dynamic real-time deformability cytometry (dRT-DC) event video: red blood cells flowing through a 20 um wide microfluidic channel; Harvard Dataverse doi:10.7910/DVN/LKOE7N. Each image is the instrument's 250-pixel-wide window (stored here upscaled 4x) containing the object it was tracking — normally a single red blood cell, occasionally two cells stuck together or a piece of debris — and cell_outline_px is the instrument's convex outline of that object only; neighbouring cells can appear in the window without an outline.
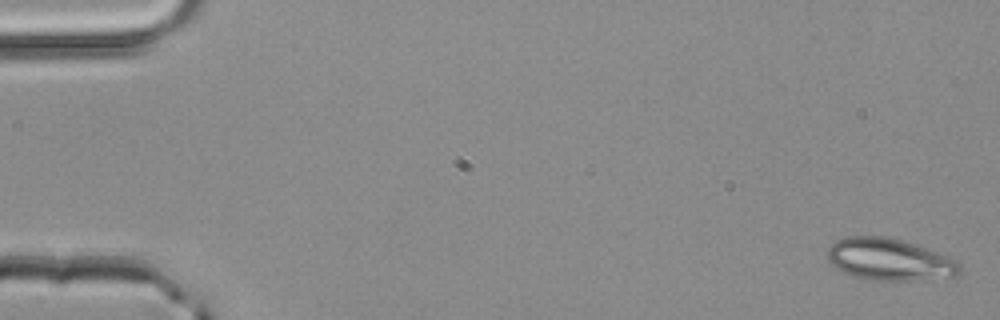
{"species": "common noctule bat (a hibernating species)", "species_latin": "Nyctalus noctula", "temperature_condition": "room temperature", "stored_images_in_passage": 4, "camera_frame_rate_fps": 3000, "um_per_image_px": 0.085, "animal": {"sex": "male", "body_mass_g": 20.4}, "frame": {"image": 1, "passage_image": 1, "time_ms": 0.0, "image_size_px": [1000, 320], "cell_outline_px": [[964, 272], [956, 276], [924, 280], [864, 280], [840, 272], [828, 260], [828, 248], [836, 240], [848, 236], [888, 236], [904, 240], [948, 256], [956, 260], [960, 264]], "centroid_in_image_um": [75.62, 22.07], "position_along_channel_um": 9.4, "area_um2": 32.89}}